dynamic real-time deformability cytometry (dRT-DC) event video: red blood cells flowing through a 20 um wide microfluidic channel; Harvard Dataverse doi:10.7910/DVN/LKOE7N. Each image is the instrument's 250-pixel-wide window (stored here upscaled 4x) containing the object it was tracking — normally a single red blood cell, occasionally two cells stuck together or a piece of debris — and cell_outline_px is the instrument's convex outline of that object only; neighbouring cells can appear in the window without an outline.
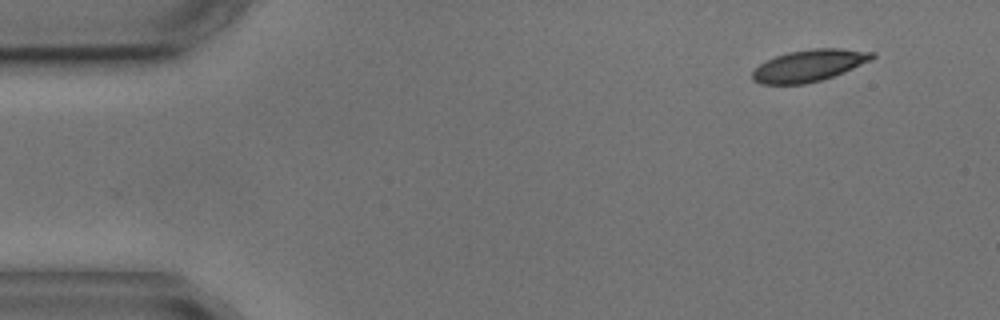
{"species": "common noctule bat (a hibernating species)", "species_latin": "Nyctalus noctula", "temperature_condition": "cold", "stored_images_in_passage": 3, "camera_frame_rate_fps": 3000, "um_per_image_px": 0.085, "animal": {"sex": "male", "body_mass_g": 17.9, "forearm_length_mm": 54.2}, "frame": {"image": 1, "passage_image": 3, "time_ms": 2.333, "image_size_px": [1000, 320], "cell_outline_px": [[876, 56], [872, 60], [844, 72], [820, 80], [804, 84], [760, 84], [752, 80], [752, 72], [760, 64], [776, 56], [788, 52], [812, 48], [840, 48], [876, 52]], "centroid_in_image_um": [68.8, 5.56], "position_along_channel_um": 16.2, "area_um2": 22.2}}